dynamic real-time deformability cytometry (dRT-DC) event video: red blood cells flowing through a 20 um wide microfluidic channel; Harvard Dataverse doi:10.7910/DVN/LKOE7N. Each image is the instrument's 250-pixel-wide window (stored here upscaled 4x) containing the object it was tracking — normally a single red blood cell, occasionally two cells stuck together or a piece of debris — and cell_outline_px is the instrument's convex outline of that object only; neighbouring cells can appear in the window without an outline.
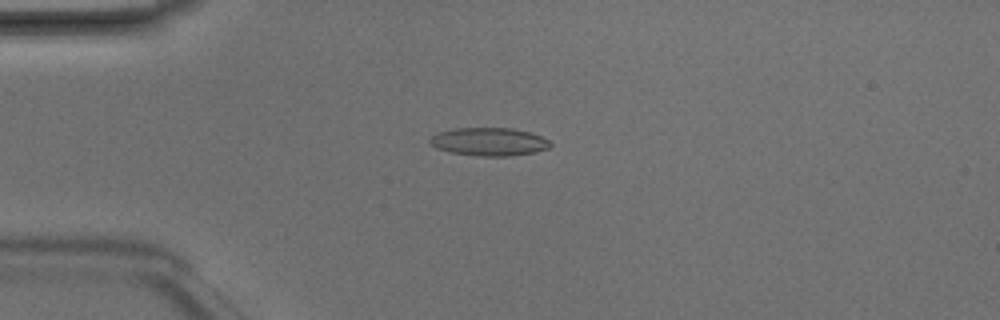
{"species": "Egyptian fruit bat (a non-hibernating species)", "species_latin": "Rousettus aegyptiacus", "temperature_condition": "room temperature", "stored_images_in_passage": 5, "camera_frame_rate_fps": 3000, "um_per_image_px": 0.085, "animal": {"sex": "male"}, "frame": {"image": 1, "passage_image": 3, "time_ms": 0.667, "image_size_px": [1000, 320], "cell_outline_px": [[552, 144], [548, 148], [532, 152], [512, 156], [476, 156], [452, 152], [436, 148], [428, 140], [436, 132], [456, 128], [512, 128], [528, 132], [540, 136], [548, 140]], "centroid_in_image_um": [41.54, 12.04], "position_along_channel_um": 43.5, "area_um2": 19.59}}
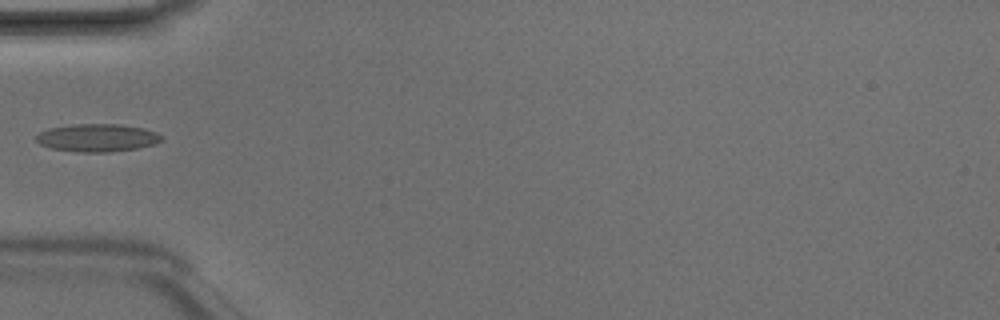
{"frame": {"image": 2, "passage_image": 4, "time_ms": 1.0, "image_size_px": [1000, 320], "cell_outline_px": [[164, 136], [160, 140], [152, 144], [136, 148], [108, 152], [80, 152], [52, 148], [40, 144], [36, 140], [36, 136], [40, 132], [48, 128], [72, 124], [120, 124], [144, 128], [156, 132]], "centroid_in_image_um": [8.25, 11.7], "position_along_channel_um": 76.7, "area_um2": 20.17}}